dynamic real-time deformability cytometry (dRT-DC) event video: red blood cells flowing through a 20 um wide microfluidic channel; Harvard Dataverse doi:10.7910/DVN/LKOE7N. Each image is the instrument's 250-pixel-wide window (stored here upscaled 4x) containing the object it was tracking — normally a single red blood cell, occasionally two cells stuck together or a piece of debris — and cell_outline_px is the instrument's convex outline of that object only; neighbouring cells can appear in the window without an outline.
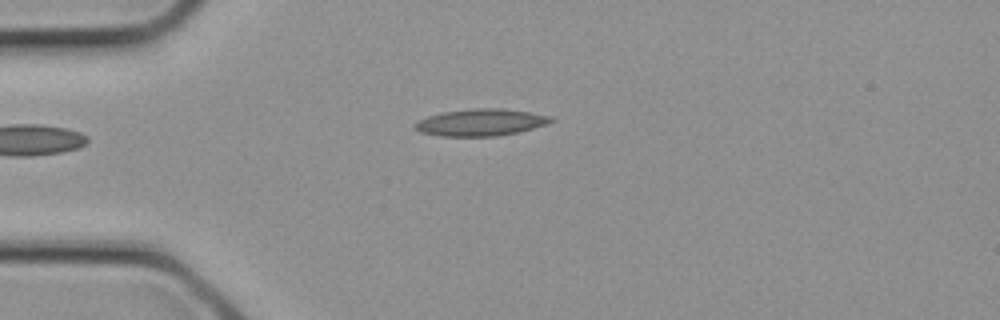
{"species": "common noctule bat (a hibernating species)", "species_latin": "Nyctalus noctula", "temperature_condition": "cold", "stored_images_in_passage": 3, "camera_frame_rate_fps": 3000, "um_per_image_px": 0.085, "animal": {"sex": "female", "body_mass_g": 21.9}, "frame": {"image": 1, "passage_image": 3, "time_ms": 0.667, "image_size_px": [1000, 320], "cell_outline_px": [[556, 120], [520, 132], [496, 136], [440, 136], [420, 132], [412, 124], [416, 120], [428, 116], [444, 112], [472, 108], [504, 108], [552, 116]], "centroid_in_image_um": [40.84, 10.4], "position_along_channel_um": 44.2, "area_um2": 21.39}}